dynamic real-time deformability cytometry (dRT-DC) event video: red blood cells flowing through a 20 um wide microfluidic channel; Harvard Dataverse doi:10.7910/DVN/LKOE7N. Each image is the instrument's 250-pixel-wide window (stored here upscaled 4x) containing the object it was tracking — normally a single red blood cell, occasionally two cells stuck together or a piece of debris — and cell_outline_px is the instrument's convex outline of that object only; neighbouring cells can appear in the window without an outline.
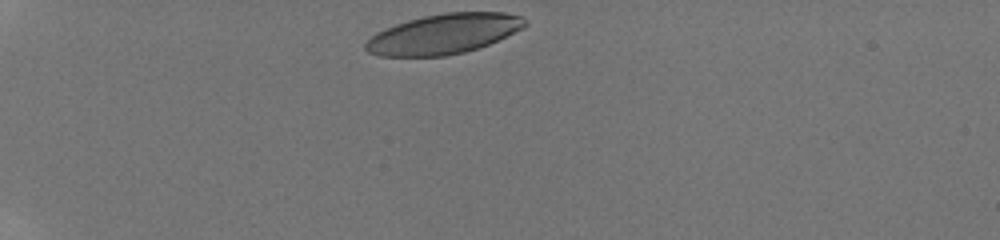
{"species": "human", "species_latin": "Homo sapiens", "temperature_condition": "room temperature", "stored_images_in_passage": 32, "camera_frame_rate_fps": 3000, "um_per_image_px": 0.085, "donor": {"sex": "male"}, "frame": {"image": 1, "passage_image": 1, "time_ms": 0.0, "image_size_px": [1000, 240], "cell_outline_px": [[528, 24], [524, 28], [488, 44], [464, 52], [444, 56], [380, 56], [368, 52], [364, 48], [364, 44], [376, 32], [384, 28], [408, 20], [424, 16], [444, 12], [504, 12], [524, 16], [528, 20]], "centroid_in_image_um": [37.74, 2.87], "position_along_channel_um": 47.3, "area_um2": 37.22}}
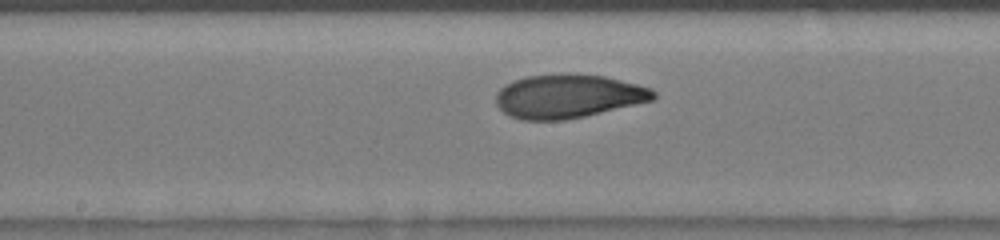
{"frame": {"image": 2, "passage_image": 16, "time_ms": 5.0, "image_size_px": [1000, 240], "cell_outline_px": [[656, 96], [652, 100], [584, 116], [564, 120], [520, 120], [504, 112], [496, 104], [496, 92], [504, 84], [528, 76], [560, 72], [604, 76], [652, 88], [656, 92]], "centroid_in_image_um": [48.26, 8.16], "position_along_channel_um": 199.9, "area_um2": 40.11}}
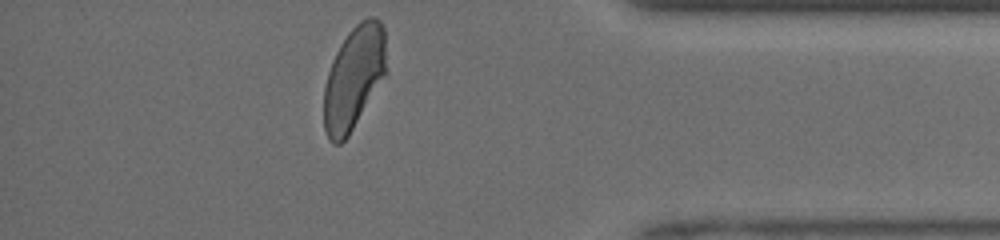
{"frame": {"image": 3, "passage_image": 32, "time_ms": 10.333, "image_size_px": [1000, 240], "cell_outline_px": [[388, 72], [348, 136], [340, 144], [332, 144], [328, 140], [324, 128], [324, 88], [328, 72], [332, 60], [340, 44], [348, 32], [360, 20], [368, 16], [376, 16], [380, 20], [384, 28]], "centroid_in_image_um": [30.1, 6.58], "position_along_channel_um": 405.1, "area_um2": 38.15}, "authors_computed_cell_mechanics": {"area_um2": 39.2173, "velocity_mm_per_s": 4.1942, "shape_relaxation_time_tau1_ms": 3.2026, "shape_relaxation_time_tau2_ms": 1.1187, "deformation_change_tau1": 0.1641, "deformation_change_tau2": 0.0703}}